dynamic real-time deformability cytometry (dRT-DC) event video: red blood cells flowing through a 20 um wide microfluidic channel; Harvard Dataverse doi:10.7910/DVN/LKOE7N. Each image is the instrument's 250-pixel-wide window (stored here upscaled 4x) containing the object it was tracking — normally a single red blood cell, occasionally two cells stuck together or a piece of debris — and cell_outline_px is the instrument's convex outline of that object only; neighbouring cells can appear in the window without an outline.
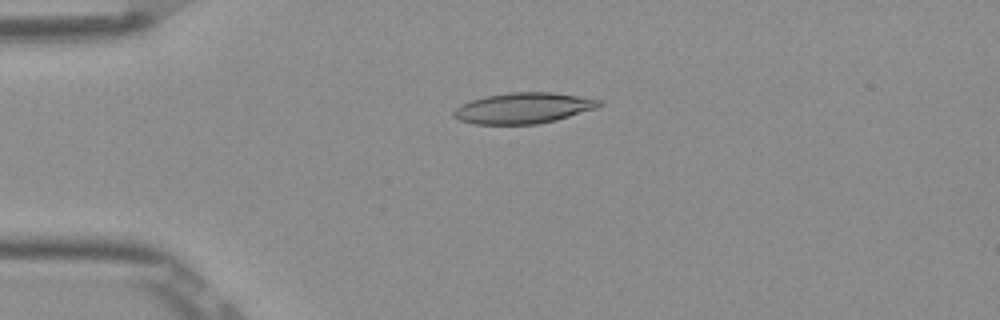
{"species": "Egyptian fruit bat (a non-hibernating species)", "species_latin": "Rousettus aegyptiacus", "temperature_condition": "room temperature", "stored_images_in_passage": 52, "camera_frame_rate_fps": 3000, "um_per_image_px": 0.085, "frame": {"image": 1, "passage_image": 12, "time_ms": 3.667, "image_size_px": [1000, 320], "cell_outline_px": [[604, 104], [596, 108], [556, 120], [540, 124], [472, 124], [460, 120], [452, 116], [452, 112], [460, 104], [472, 100], [488, 96], [512, 92], [552, 92], [600, 100]], "centroid_in_image_um": [44.46, 9.2], "position_along_channel_um": 40.5, "area_um2": 25.95}}
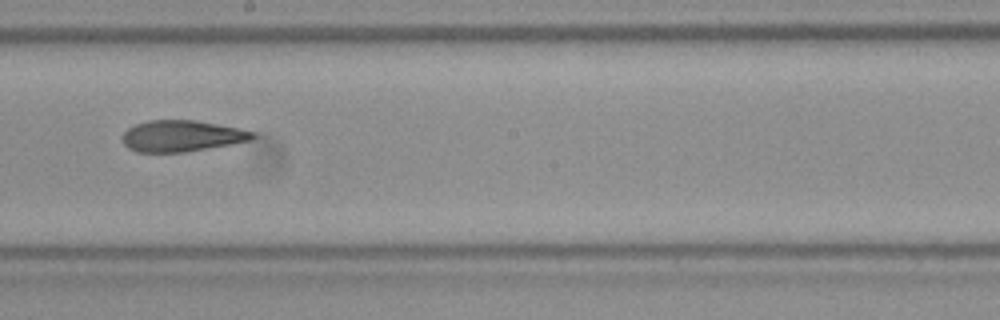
{"frame": {"image": 2, "passage_image": 29, "time_ms": 9.333, "image_size_px": [1000, 320], "cell_outline_px": [[256, 136], [252, 140], [232, 144], [184, 152], [136, 152], [128, 148], [124, 144], [124, 132], [128, 128], [136, 124], [148, 120], [196, 120], [256, 132]], "centroid_in_image_um": [15.46, 11.56], "position_along_channel_um": 232.7, "area_um2": 23.58}}
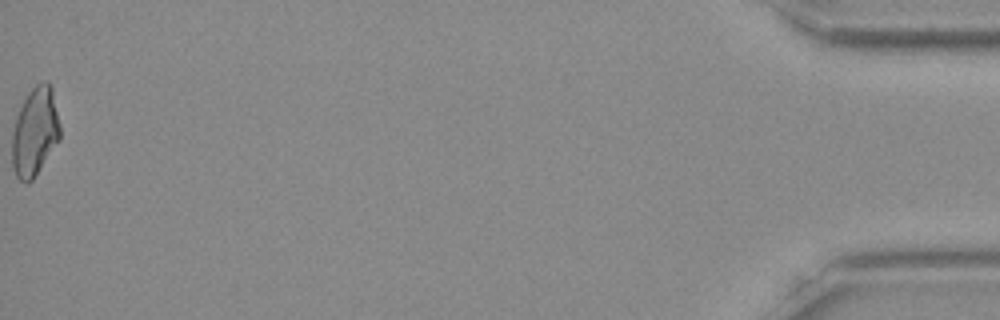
{"frame": {"image": 3, "passage_image": 52, "time_ms": 17.0, "image_size_px": [1000, 320], "cell_outline_px": [[60, 140], [32, 180], [28, 184], [20, 180], [16, 176], [12, 168], [12, 132], [16, 116], [28, 92], [36, 84], [44, 80], [48, 80], [52, 88], [60, 124]], "centroid_in_image_um": [2.97, 11.2], "position_along_channel_um": 432.2, "area_um2": 24.97}, "authors_computed_cell_mechanics": {"area_um2": 24.4205, "velocity_mm_per_s": 3.8925, "shape_relaxation_time_tau1_ms": null, "shape_relaxation_time_tau2_ms": 3.7117, "deformation_change_tau1": null, "deformation_change_tau2": 0.1336}}